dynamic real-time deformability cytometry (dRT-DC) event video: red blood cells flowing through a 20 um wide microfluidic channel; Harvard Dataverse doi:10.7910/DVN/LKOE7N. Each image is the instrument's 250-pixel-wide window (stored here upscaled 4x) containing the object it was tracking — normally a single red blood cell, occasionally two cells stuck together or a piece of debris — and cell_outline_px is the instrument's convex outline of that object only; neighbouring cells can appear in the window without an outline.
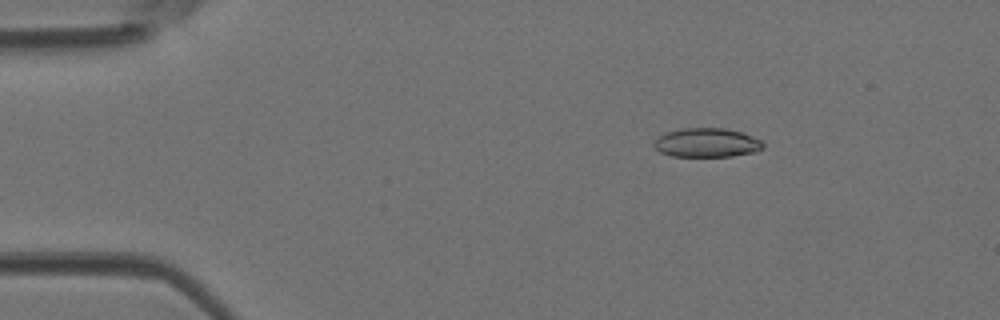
{"species": "Egyptian fruit bat (a non-hibernating species)", "species_latin": "Rousettus aegyptiacus", "temperature_condition": "room temperature", "stored_images_in_passage": 16, "camera_frame_rate_fps": 3000, "um_per_image_px": 0.085, "animal": {"sex": "female"}, "frame": {"image": 1, "passage_image": 1, "time_ms": 0.0, "image_size_px": [1000, 320], "cell_outline_px": [[764, 148], [756, 152], [732, 156], [672, 156], [660, 152], [652, 144], [660, 136], [668, 132], [680, 128], [724, 128], [740, 132], [752, 136], [760, 140], [764, 144]], "centroid_in_image_um": [60.1, 12.13], "position_along_channel_um": 24.9, "area_um2": 18.38}}
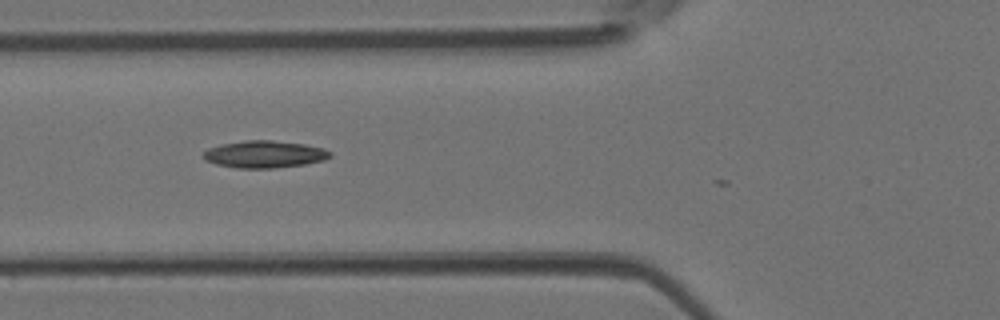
{"frame": {"image": 2, "passage_image": 11, "time_ms": 3.333, "image_size_px": [1000, 320], "cell_outline_px": [[332, 156], [324, 160], [304, 164], [276, 168], [240, 168], [216, 164], [200, 156], [208, 148], [224, 144], [244, 140], [272, 140], [304, 144], [324, 148], [332, 152]], "centroid_in_image_um": [22.51, 13.11], "position_along_channel_um": 103.3, "area_um2": 20.0}}
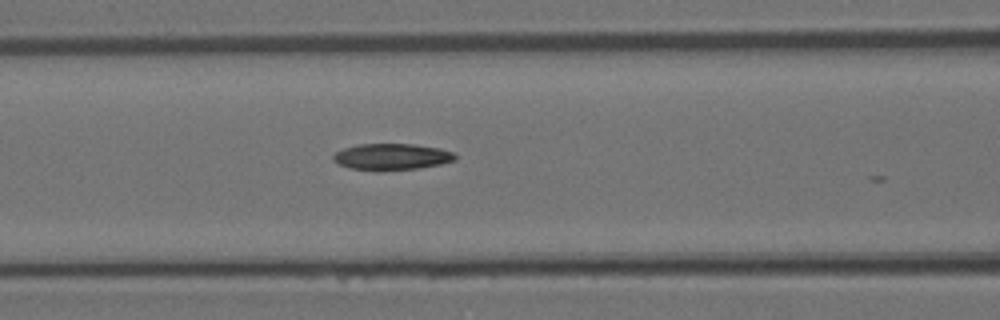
{"frame": {"image": 3, "passage_image": 13, "time_ms": 4.0, "image_size_px": [1000, 320], "cell_outline_px": [[456, 160], [440, 164], [420, 168], [380, 172], [376, 172], [348, 168], [332, 160], [332, 156], [336, 152], [344, 148], [360, 144], [412, 144], [440, 148], [456, 152]], "centroid_in_image_um": [33.3, 13.35], "position_along_channel_um": 133.3, "area_um2": 19.19}}